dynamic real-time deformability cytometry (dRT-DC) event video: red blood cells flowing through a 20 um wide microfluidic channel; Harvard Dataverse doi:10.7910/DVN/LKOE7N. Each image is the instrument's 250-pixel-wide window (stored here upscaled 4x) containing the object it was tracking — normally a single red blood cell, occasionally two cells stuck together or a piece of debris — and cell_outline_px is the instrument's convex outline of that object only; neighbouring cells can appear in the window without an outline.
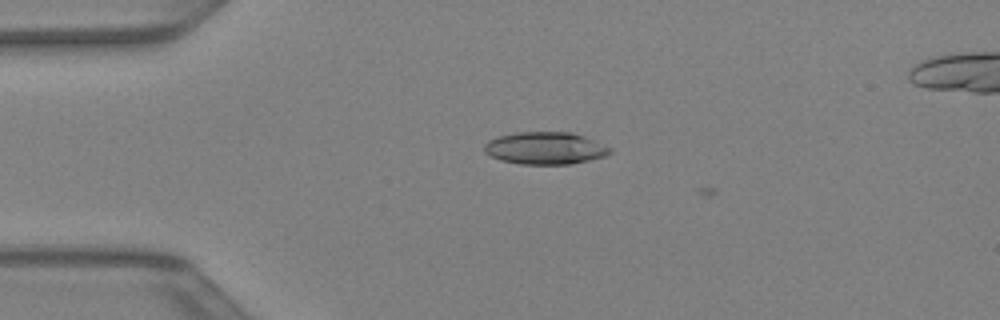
{"species": "Egyptian fruit bat (a non-hibernating species)", "species_latin": "Rousettus aegyptiacus", "temperature_condition": "warm", "stored_images_in_passage": 4, "camera_frame_rate_fps": 3000, "um_per_image_px": 0.085, "animal": {"sex": "female"}, "frame": {"image": 1, "passage_image": 2, "time_ms": 0.333, "image_size_px": [1000, 320], "cell_outline_px": [[612, 152], [604, 156], [572, 164], [520, 164], [500, 160], [484, 152], [484, 144], [488, 140], [496, 136], [516, 132], [572, 132], [584, 136], [612, 148]], "centroid_in_image_um": [46.32, 12.59], "position_along_channel_um": 38.7, "area_um2": 23.76}}